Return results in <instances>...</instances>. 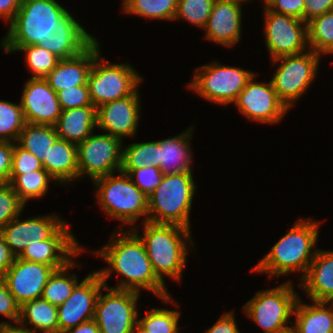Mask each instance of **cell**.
Segmentation results:
<instances>
[{
	"label": "cell",
	"mask_w": 333,
	"mask_h": 333,
	"mask_svg": "<svg viewBox=\"0 0 333 333\" xmlns=\"http://www.w3.org/2000/svg\"><path fill=\"white\" fill-rule=\"evenodd\" d=\"M140 108L137 88L127 97L97 107V128L122 141L124 137H134L138 128Z\"/></svg>",
	"instance_id": "obj_18"
},
{
	"label": "cell",
	"mask_w": 333,
	"mask_h": 333,
	"mask_svg": "<svg viewBox=\"0 0 333 333\" xmlns=\"http://www.w3.org/2000/svg\"><path fill=\"white\" fill-rule=\"evenodd\" d=\"M265 6L275 13L303 20L304 0H270Z\"/></svg>",
	"instance_id": "obj_45"
},
{
	"label": "cell",
	"mask_w": 333,
	"mask_h": 333,
	"mask_svg": "<svg viewBox=\"0 0 333 333\" xmlns=\"http://www.w3.org/2000/svg\"><path fill=\"white\" fill-rule=\"evenodd\" d=\"M178 0H122V10L144 18L174 20Z\"/></svg>",
	"instance_id": "obj_34"
},
{
	"label": "cell",
	"mask_w": 333,
	"mask_h": 333,
	"mask_svg": "<svg viewBox=\"0 0 333 333\" xmlns=\"http://www.w3.org/2000/svg\"><path fill=\"white\" fill-rule=\"evenodd\" d=\"M3 324H11V323H10V322H8V321H7V322H6V321H4V322H3V321H2V322H0V326H1V325H3Z\"/></svg>",
	"instance_id": "obj_55"
},
{
	"label": "cell",
	"mask_w": 333,
	"mask_h": 333,
	"mask_svg": "<svg viewBox=\"0 0 333 333\" xmlns=\"http://www.w3.org/2000/svg\"><path fill=\"white\" fill-rule=\"evenodd\" d=\"M95 304L94 320L100 333H131L138 323L137 300L140 293L132 290H118L105 286Z\"/></svg>",
	"instance_id": "obj_12"
},
{
	"label": "cell",
	"mask_w": 333,
	"mask_h": 333,
	"mask_svg": "<svg viewBox=\"0 0 333 333\" xmlns=\"http://www.w3.org/2000/svg\"><path fill=\"white\" fill-rule=\"evenodd\" d=\"M98 53L91 66L87 85L94 107L131 95L143 80L127 63H108Z\"/></svg>",
	"instance_id": "obj_8"
},
{
	"label": "cell",
	"mask_w": 333,
	"mask_h": 333,
	"mask_svg": "<svg viewBox=\"0 0 333 333\" xmlns=\"http://www.w3.org/2000/svg\"><path fill=\"white\" fill-rule=\"evenodd\" d=\"M300 286L310 301L333 302V250L318 248Z\"/></svg>",
	"instance_id": "obj_24"
},
{
	"label": "cell",
	"mask_w": 333,
	"mask_h": 333,
	"mask_svg": "<svg viewBox=\"0 0 333 333\" xmlns=\"http://www.w3.org/2000/svg\"><path fill=\"white\" fill-rule=\"evenodd\" d=\"M255 75L248 81L234 102L238 110L252 121L275 124L282 120L289 110L278 98L271 80L255 82Z\"/></svg>",
	"instance_id": "obj_14"
},
{
	"label": "cell",
	"mask_w": 333,
	"mask_h": 333,
	"mask_svg": "<svg viewBox=\"0 0 333 333\" xmlns=\"http://www.w3.org/2000/svg\"><path fill=\"white\" fill-rule=\"evenodd\" d=\"M194 127H190L183 133L159 140L160 170L164 175L192 172V153L190 140Z\"/></svg>",
	"instance_id": "obj_25"
},
{
	"label": "cell",
	"mask_w": 333,
	"mask_h": 333,
	"mask_svg": "<svg viewBox=\"0 0 333 333\" xmlns=\"http://www.w3.org/2000/svg\"><path fill=\"white\" fill-rule=\"evenodd\" d=\"M131 333H147L140 325L136 324Z\"/></svg>",
	"instance_id": "obj_53"
},
{
	"label": "cell",
	"mask_w": 333,
	"mask_h": 333,
	"mask_svg": "<svg viewBox=\"0 0 333 333\" xmlns=\"http://www.w3.org/2000/svg\"><path fill=\"white\" fill-rule=\"evenodd\" d=\"M105 284L97 271L78 283L67 300L57 307L59 333L94 319L95 304Z\"/></svg>",
	"instance_id": "obj_15"
},
{
	"label": "cell",
	"mask_w": 333,
	"mask_h": 333,
	"mask_svg": "<svg viewBox=\"0 0 333 333\" xmlns=\"http://www.w3.org/2000/svg\"><path fill=\"white\" fill-rule=\"evenodd\" d=\"M58 138L55 126L26 123L16 143L43 162Z\"/></svg>",
	"instance_id": "obj_30"
},
{
	"label": "cell",
	"mask_w": 333,
	"mask_h": 333,
	"mask_svg": "<svg viewBox=\"0 0 333 333\" xmlns=\"http://www.w3.org/2000/svg\"><path fill=\"white\" fill-rule=\"evenodd\" d=\"M304 304L299 298L294 306V333H333V302L313 301Z\"/></svg>",
	"instance_id": "obj_26"
},
{
	"label": "cell",
	"mask_w": 333,
	"mask_h": 333,
	"mask_svg": "<svg viewBox=\"0 0 333 333\" xmlns=\"http://www.w3.org/2000/svg\"><path fill=\"white\" fill-rule=\"evenodd\" d=\"M142 319H138L140 325L147 333H180L178 310L153 308L145 312Z\"/></svg>",
	"instance_id": "obj_38"
},
{
	"label": "cell",
	"mask_w": 333,
	"mask_h": 333,
	"mask_svg": "<svg viewBox=\"0 0 333 333\" xmlns=\"http://www.w3.org/2000/svg\"><path fill=\"white\" fill-rule=\"evenodd\" d=\"M54 270L52 266L16 257L3 277L9 292L17 304L22 306L26 302L41 298L48 278Z\"/></svg>",
	"instance_id": "obj_17"
},
{
	"label": "cell",
	"mask_w": 333,
	"mask_h": 333,
	"mask_svg": "<svg viewBox=\"0 0 333 333\" xmlns=\"http://www.w3.org/2000/svg\"><path fill=\"white\" fill-rule=\"evenodd\" d=\"M195 189L192 172L164 175L160 185L148 196V222L190 229Z\"/></svg>",
	"instance_id": "obj_5"
},
{
	"label": "cell",
	"mask_w": 333,
	"mask_h": 333,
	"mask_svg": "<svg viewBox=\"0 0 333 333\" xmlns=\"http://www.w3.org/2000/svg\"><path fill=\"white\" fill-rule=\"evenodd\" d=\"M57 97L62 110L93 106L87 84L62 89Z\"/></svg>",
	"instance_id": "obj_42"
},
{
	"label": "cell",
	"mask_w": 333,
	"mask_h": 333,
	"mask_svg": "<svg viewBox=\"0 0 333 333\" xmlns=\"http://www.w3.org/2000/svg\"><path fill=\"white\" fill-rule=\"evenodd\" d=\"M19 104L0 100V141L17 142L26 121Z\"/></svg>",
	"instance_id": "obj_37"
},
{
	"label": "cell",
	"mask_w": 333,
	"mask_h": 333,
	"mask_svg": "<svg viewBox=\"0 0 333 333\" xmlns=\"http://www.w3.org/2000/svg\"><path fill=\"white\" fill-rule=\"evenodd\" d=\"M298 220L287 234L274 244L269 253L252 268V271L267 273L268 277L272 278L285 276L291 272H303L301 279L306 275L318 250L316 242L320 222L302 218Z\"/></svg>",
	"instance_id": "obj_2"
},
{
	"label": "cell",
	"mask_w": 333,
	"mask_h": 333,
	"mask_svg": "<svg viewBox=\"0 0 333 333\" xmlns=\"http://www.w3.org/2000/svg\"><path fill=\"white\" fill-rule=\"evenodd\" d=\"M18 324L22 327L26 324L32 325L34 329H27L33 333L37 330L43 333H59L58 309L42 298L31 300L20 306Z\"/></svg>",
	"instance_id": "obj_29"
},
{
	"label": "cell",
	"mask_w": 333,
	"mask_h": 333,
	"mask_svg": "<svg viewBox=\"0 0 333 333\" xmlns=\"http://www.w3.org/2000/svg\"><path fill=\"white\" fill-rule=\"evenodd\" d=\"M122 145L123 141L120 138L107 133L99 135L92 133L77 144L79 178L88 175L93 181L121 171Z\"/></svg>",
	"instance_id": "obj_11"
},
{
	"label": "cell",
	"mask_w": 333,
	"mask_h": 333,
	"mask_svg": "<svg viewBox=\"0 0 333 333\" xmlns=\"http://www.w3.org/2000/svg\"><path fill=\"white\" fill-rule=\"evenodd\" d=\"M25 204L14 192L10 183L0 187V231L15 217L21 215Z\"/></svg>",
	"instance_id": "obj_41"
},
{
	"label": "cell",
	"mask_w": 333,
	"mask_h": 333,
	"mask_svg": "<svg viewBox=\"0 0 333 333\" xmlns=\"http://www.w3.org/2000/svg\"><path fill=\"white\" fill-rule=\"evenodd\" d=\"M93 184L97 189L96 200L110 218L132 226L141 216L148 222V197L126 173L109 174L93 180Z\"/></svg>",
	"instance_id": "obj_6"
},
{
	"label": "cell",
	"mask_w": 333,
	"mask_h": 333,
	"mask_svg": "<svg viewBox=\"0 0 333 333\" xmlns=\"http://www.w3.org/2000/svg\"><path fill=\"white\" fill-rule=\"evenodd\" d=\"M0 333H33L27 327H22L19 324H3L0 326Z\"/></svg>",
	"instance_id": "obj_52"
},
{
	"label": "cell",
	"mask_w": 333,
	"mask_h": 333,
	"mask_svg": "<svg viewBox=\"0 0 333 333\" xmlns=\"http://www.w3.org/2000/svg\"><path fill=\"white\" fill-rule=\"evenodd\" d=\"M84 250L65 222L49 239L28 245L18 258L49 265L56 270L66 266Z\"/></svg>",
	"instance_id": "obj_16"
},
{
	"label": "cell",
	"mask_w": 333,
	"mask_h": 333,
	"mask_svg": "<svg viewBox=\"0 0 333 333\" xmlns=\"http://www.w3.org/2000/svg\"><path fill=\"white\" fill-rule=\"evenodd\" d=\"M308 25L309 48L317 54H333V10L313 18Z\"/></svg>",
	"instance_id": "obj_33"
},
{
	"label": "cell",
	"mask_w": 333,
	"mask_h": 333,
	"mask_svg": "<svg viewBox=\"0 0 333 333\" xmlns=\"http://www.w3.org/2000/svg\"><path fill=\"white\" fill-rule=\"evenodd\" d=\"M230 1L235 2L236 4L241 5L242 2H247L248 0H230Z\"/></svg>",
	"instance_id": "obj_54"
},
{
	"label": "cell",
	"mask_w": 333,
	"mask_h": 333,
	"mask_svg": "<svg viewBox=\"0 0 333 333\" xmlns=\"http://www.w3.org/2000/svg\"><path fill=\"white\" fill-rule=\"evenodd\" d=\"M263 8L265 44L272 59L301 54L310 49L306 22L293 16L275 13L266 6Z\"/></svg>",
	"instance_id": "obj_13"
},
{
	"label": "cell",
	"mask_w": 333,
	"mask_h": 333,
	"mask_svg": "<svg viewBox=\"0 0 333 333\" xmlns=\"http://www.w3.org/2000/svg\"><path fill=\"white\" fill-rule=\"evenodd\" d=\"M15 142L0 141V187L9 183Z\"/></svg>",
	"instance_id": "obj_46"
},
{
	"label": "cell",
	"mask_w": 333,
	"mask_h": 333,
	"mask_svg": "<svg viewBox=\"0 0 333 333\" xmlns=\"http://www.w3.org/2000/svg\"><path fill=\"white\" fill-rule=\"evenodd\" d=\"M233 312H225L205 333H240Z\"/></svg>",
	"instance_id": "obj_48"
},
{
	"label": "cell",
	"mask_w": 333,
	"mask_h": 333,
	"mask_svg": "<svg viewBox=\"0 0 333 333\" xmlns=\"http://www.w3.org/2000/svg\"><path fill=\"white\" fill-rule=\"evenodd\" d=\"M19 216L1 230L6 244L16 257H19L28 245L49 239L65 223L54 214L29 217L23 221Z\"/></svg>",
	"instance_id": "obj_20"
},
{
	"label": "cell",
	"mask_w": 333,
	"mask_h": 333,
	"mask_svg": "<svg viewBox=\"0 0 333 333\" xmlns=\"http://www.w3.org/2000/svg\"><path fill=\"white\" fill-rule=\"evenodd\" d=\"M5 53L16 51L26 52V65L34 76L32 78H45L58 64L60 58L39 45L22 47H3Z\"/></svg>",
	"instance_id": "obj_35"
},
{
	"label": "cell",
	"mask_w": 333,
	"mask_h": 333,
	"mask_svg": "<svg viewBox=\"0 0 333 333\" xmlns=\"http://www.w3.org/2000/svg\"><path fill=\"white\" fill-rule=\"evenodd\" d=\"M23 0H0V17L11 22Z\"/></svg>",
	"instance_id": "obj_50"
},
{
	"label": "cell",
	"mask_w": 333,
	"mask_h": 333,
	"mask_svg": "<svg viewBox=\"0 0 333 333\" xmlns=\"http://www.w3.org/2000/svg\"><path fill=\"white\" fill-rule=\"evenodd\" d=\"M51 180L55 181L44 168L9 177V183L14 192L25 205L30 199L42 198L46 195Z\"/></svg>",
	"instance_id": "obj_32"
},
{
	"label": "cell",
	"mask_w": 333,
	"mask_h": 333,
	"mask_svg": "<svg viewBox=\"0 0 333 333\" xmlns=\"http://www.w3.org/2000/svg\"><path fill=\"white\" fill-rule=\"evenodd\" d=\"M69 14L52 32L51 37L38 45L60 59L73 58L87 49L96 39Z\"/></svg>",
	"instance_id": "obj_23"
},
{
	"label": "cell",
	"mask_w": 333,
	"mask_h": 333,
	"mask_svg": "<svg viewBox=\"0 0 333 333\" xmlns=\"http://www.w3.org/2000/svg\"><path fill=\"white\" fill-rule=\"evenodd\" d=\"M143 223L142 235L136 227L132 230L143 242L154 273L163 283L164 276L181 281L189 253L186 243L193 246L191 229L175 224Z\"/></svg>",
	"instance_id": "obj_3"
},
{
	"label": "cell",
	"mask_w": 333,
	"mask_h": 333,
	"mask_svg": "<svg viewBox=\"0 0 333 333\" xmlns=\"http://www.w3.org/2000/svg\"><path fill=\"white\" fill-rule=\"evenodd\" d=\"M30 78L25 82L20 101L25 121L54 126L62 113L57 93L45 78Z\"/></svg>",
	"instance_id": "obj_19"
},
{
	"label": "cell",
	"mask_w": 333,
	"mask_h": 333,
	"mask_svg": "<svg viewBox=\"0 0 333 333\" xmlns=\"http://www.w3.org/2000/svg\"><path fill=\"white\" fill-rule=\"evenodd\" d=\"M131 181L148 197L161 183L164 176L155 166H145L138 169H121Z\"/></svg>",
	"instance_id": "obj_40"
},
{
	"label": "cell",
	"mask_w": 333,
	"mask_h": 333,
	"mask_svg": "<svg viewBox=\"0 0 333 333\" xmlns=\"http://www.w3.org/2000/svg\"><path fill=\"white\" fill-rule=\"evenodd\" d=\"M69 14L55 0H23L1 46L22 47L45 42Z\"/></svg>",
	"instance_id": "obj_4"
},
{
	"label": "cell",
	"mask_w": 333,
	"mask_h": 333,
	"mask_svg": "<svg viewBox=\"0 0 333 333\" xmlns=\"http://www.w3.org/2000/svg\"><path fill=\"white\" fill-rule=\"evenodd\" d=\"M0 314L18 324L20 306L9 292L3 275H0Z\"/></svg>",
	"instance_id": "obj_44"
},
{
	"label": "cell",
	"mask_w": 333,
	"mask_h": 333,
	"mask_svg": "<svg viewBox=\"0 0 333 333\" xmlns=\"http://www.w3.org/2000/svg\"><path fill=\"white\" fill-rule=\"evenodd\" d=\"M291 284L289 280L277 287L258 291L243 306L246 315L265 333H286L292 330V326L287 323H293L289 319L299 296Z\"/></svg>",
	"instance_id": "obj_7"
},
{
	"label": "cell",
	"mask_w": 333,
	"mask_h": 333,
	"mask_svg": "<svg viewBox=\"0 0 333 333\" xmlns=\"http://www.w3.org/2000/svg\"><path fill=\"white\" fill-rule=\"evenodd\" d=\"M77 266L78 263L72 260L66 266L54 270L48 278L41 298L56 307L63 304L78 284V277L75 273L71 275L68 273L70 268L72 269Z\"/></svg>",
	"instance_id": "obj_31"
},
{
	"label": "cell",
	"mask_w": 333,
	"mask_h": 333,
	"mask_svg": "<svg viewBox=\"0 0 333 333\" xmlns=\"http://www.w3.org/2000/svg\"><path fill=\"white\" fill-rule=\"evenodd\" d=\"M123 149L122 168L138 169L145 166H155L160 169L159 142L131 143Z\"/></svg>",
	"instance_id": "obj_36"
},
{
	"label": "cell",
	"mask_w": 333,
	"mask_h": 333,
	"mask_svg": "<svg viewBox=\"0 0 333 333\" xmlns=\"http://www.w3.org/2000/svg\"><path fill=\"white\" fill-rule=\"evenodd\" d=\"M63 333H100L94 319L83 322L76 327L70 328Z\"/></svg>",
	"instance_id": "obj_51"
},
{
	"label": "cell",
	"mask_w": 333,
	"mask_h": 333,
	"mask_svg": "<svg viewBox=\"0 0 333 333\" xmlns=\"http://www.w3.org/2000/svg\"><path fill=\"white\" fill-rule=\"evenodd\" d=\"M320 54L306 50L301 54L285 55L272 59L274 65L280 63L271 83L278 98L288 109L309 89L318 72Z\"/></svg>",
	"instance_id": "obj_10"
},
{
	"label": "cell",
	"mask_w": 333,
	"mask_h": 333,
	"mask_svg": "<svg viewBox=\"0 0 333 333\" xmlns=\"http://www.w3.org/2000/svg\"><path fill=\"white\" fill-rule=\"evenodd\" d=\"M215 0H178L174 20L185 19L189 23L204 29L212 12Z\"/></svg>",
	"instance_id": "obj_39"
},
{
	"label": "cell",
	"mask_w": 333,
	"mask_h": 333,
	"mask_svg": "<svg viewBox=\"0 0 333 333\" xmlns=\"http://www.w3.org/2000/svg\"><path fill=\"white\" fill-rule=\"evenodd\" d=\"M54 126L59 138L77 145L97 128L96 107L84 106L62 110Z\"/></svg>",
	"instance_id": "obj_27"
},
{
	"label": "cell",
	"mask_w": 333,
	"mask_h": 333,
	"mask_svg": "<svg viewBox=\"0 0 333 333\" xmlns=\"http://www.w3.org/2000/svg\"><path fill=\"white\" fill-rule=\"evenodd\" d=\"M42 166L57 183L69 184L70 181L77 180L79 171L76 144L58 138L50 146Z\"/></svg>",
	"instance_id": "obj_28"
},
{
	"label": "cell",
	"mask_w": 333,
	"mask_h": 333,
	"mask_svg": "<svg viewBox=\"0 0 333 333\" xmlns=\"http://www.w3.org/2000/svg\"><path fill=\"white\" fill-rule=\"evenodd\" d=\"M253 75L254 72L214 61L196 69L188 88L205 100L227 105L236 101Z\"/></svg>",
	"instance_id": "obj_9"
},
{
	"label": "cell",
	"mask_w": 333,
	"mask_h": 333,
	"mask_svg": "<svg viewBox=\"0 0 333 333\" xmlns=\"http://www.w3.org/2000/svg\"><path fill=\"white\" fill-rule=\"evenodd\" d=\"M131 228L126 232L119 228L120 231L112 235L108 244L93 252L107 261L109 265L107 268L97 271L102 281L107 286L106 280L114 271L125 277L126 280H121L116 287L109 288L132 290L139 293L144 289L159 296L158 298L163 300L162 303L169 301L174 303L165 287L166 283H163L154 273L143 242Z\"/></svg>",
	"instance_id": "obj_1"
},
{
	"label": "cell",
	"mask_w": 333,
	"mask_h": 333,
	"mask_svg": "<svg viewBox=\"0 0 333 333\" xmlns=\"http://www.w3.org/2000/svg\"><path fill=\"white\" fill-rule=\"evenodd\" d=\"M270 0H264L263 2V4H264V6L269 2Z\"/></svg>",
	"instance_id": "obj_56"
},
{
	"label": "cell",
	"mask_w": 333,
	"mask_h": 333,
	"mask_svg": "<svg viewBox=\"0 0 333 333\" xmlns=\"http://www.w3.org/2000/svg\"><path fill=\"white\" fill-rule=\"evenodd\" d=\"M304 3L303 21L306 23L333 10V0H304Z\"/></svg>",
	"instance_id": "obj_47"
},
{
	"label": "cell",
	"mask_w": 333,
	"mask_h": 333,
	"mask_svg": "<svg viewBox=\"0 0 333 333\" xmlns=\"http://www.w3.org/2000/svg\"><path fill=\"white\" fill-rule=\"evenodd\" d=\"M16 256L10 250L5 242L2 232L0 231V275H4L13 265Z\"/></svg>",
	"instance_id": "obj_49"
},
{
	"label": "cell",
	"mask_w": 333,
	"mask_h": 333,
	"mask_svg": "<svg viewBox=\"0 0 333 333\" xmlns=\"http://www.w3.org/2000/svg\"><path fill=\"white\" fill-rule=\"evenodd\" d=\"M42 168V162L36 156L14 143L10 175H21Z\"/></svg>",
	"instance_id": "obj_43"
},
{
	"label": "cell",
	"mask_w": 333,
	"mask_h": 333,
	"mask_svg": "<svg viewBox=\"0 0 333 333\" xmlns=\"http://www.w3.org/2000/svg\"><path fill=\"white\" fill-rule=\"evenodd\" d=\"M242 6L230 0H215L205 26V38L221 46H235L241 40Z\"/></svg>",
	"instance_id": "obj_21"
},
{
	"label": "cell",
	"mask_w": 333,
	"mask_h": 333,
	"mask_svg": "<svg viewBox=\"0 0 333 333\" xmlns=\"http://www.w3.org/2000/svg\"><path fill=\"white\" fill-rule=\"evenodd\" d=\"M97 39L79 55L60 59L56 67L45 77L49 86L57 93L62 89L86 85L95 56L100 53Z\"/></svg>",
	"instance_id": "obj_22"
}]
</instances>
